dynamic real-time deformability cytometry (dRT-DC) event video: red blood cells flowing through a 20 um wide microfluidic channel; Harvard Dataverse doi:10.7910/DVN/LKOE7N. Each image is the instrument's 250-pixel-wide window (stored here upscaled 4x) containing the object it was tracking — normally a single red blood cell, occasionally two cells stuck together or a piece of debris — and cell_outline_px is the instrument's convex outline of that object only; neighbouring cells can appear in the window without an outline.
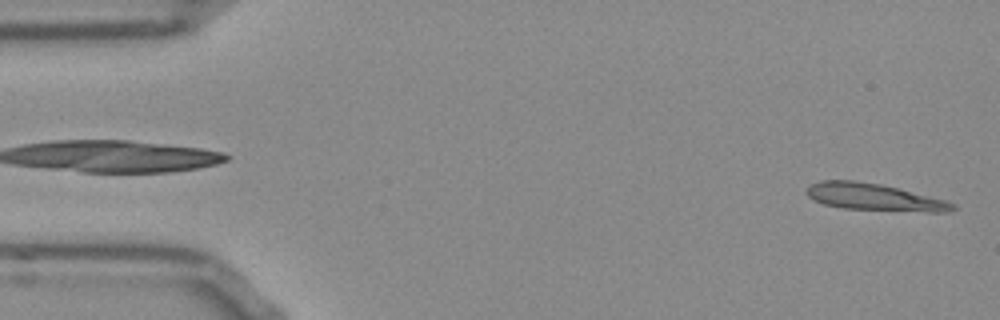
{"species": "Egyptian fruit bat (a non-hibernating species)", "species_latin": "Rousettus aegyptiacus", "temperature_condition": "room temperature", "stored_images_in_passage": 51, "camera_frame_rate_fps": 3000, "um_per_image_px": 0.085, "frame": {"image": 1, "passage_image": 1, "time_ms": 0.0, "image_size_px": [1000, 320], "cell_outline_px": [[956, 208], [952, 212], [928, 212], [844, 208], [824, 204], [808, 196], [804, 192], [812, 184], [820, 180], [852, 180], [880, 184], [944, 200], [956, 204]], "centroid_in_image_um": [74.31, 16.76], "position_along_channel_um": 10.7, "area_um2": 22.66}}
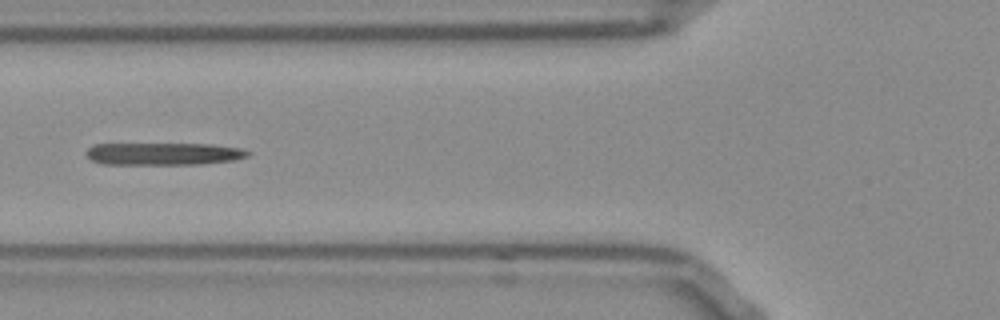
{"frame": {"image": 2, "passage_image": 18, "time_ms": 5.667, "image_size_px": [1000, 320], "cell_outline_px": [[252, 152], [248, 156], [232, 160], [200, 164], [104, 164], [92, 160], [84, 152], [92, 144], [212, 144], [240, 148]], "centroid_in_image_um": [13.89, 13.07], "position_along_channel_um": 111.9, "area_um2": 21.04}}
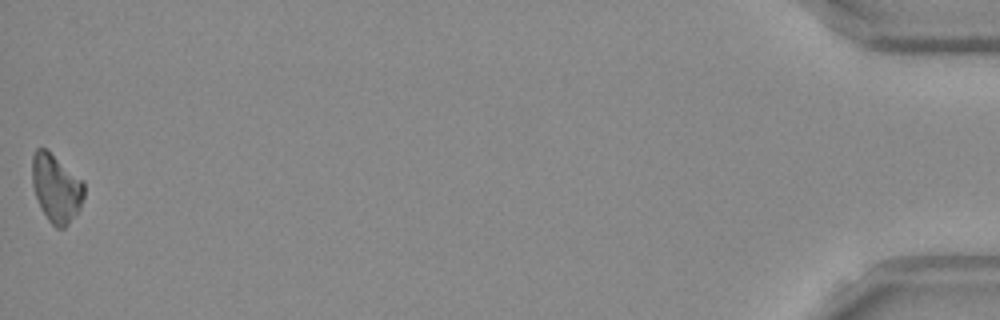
{"frame": {"image": 3, "passage_image": 51, "time_ms": 16.667, "image_size_px": [1000, 320], "cell_outline_px": [[84, 196], [80, 208], [68, 224], [64, 228], [56, 228], [48, 220], [40, 208], [32, 184], [32, 156], [36, 148], [44, 148], [84, 180]], "centroid_in_image_um": [4.78, 16.0], "position_along_channel_um": 430.4, "area_um2": 20.58}}